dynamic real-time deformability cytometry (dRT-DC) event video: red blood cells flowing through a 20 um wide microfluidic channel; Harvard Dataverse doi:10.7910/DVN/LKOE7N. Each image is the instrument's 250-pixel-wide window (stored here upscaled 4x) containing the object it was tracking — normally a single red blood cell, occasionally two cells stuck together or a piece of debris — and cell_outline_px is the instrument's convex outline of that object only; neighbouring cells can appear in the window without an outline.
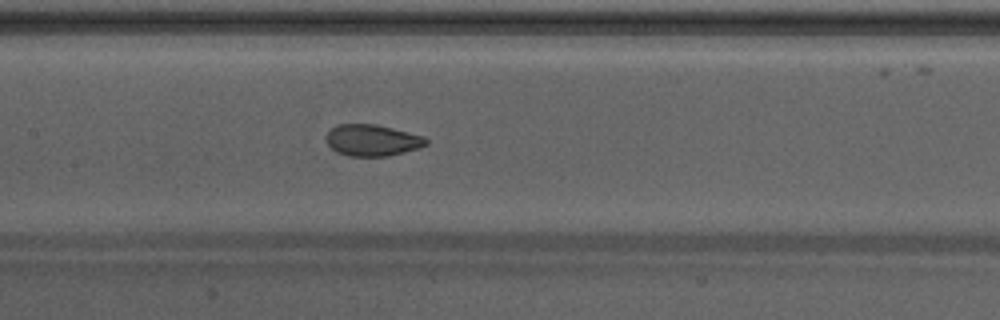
{"species": "Egyptian fruit bat (a non-hibernating species)", "species_latin": "Rousettus aegyptiacus", "temperature_condition": "warm", "stored_images_in_passage": 36, "camera_frame_rate_fps": 3000, "um_per_image_px": 0.085, "animal": {"sex": "male"}, "frame": {"image": 1, "passage_image": 11, "time_ms": 3.333, "image_size_px": [1000, 320], "cell_outline_px": [[428, 144], [420, 148], [388, 156], [348, 156], [336, 152], [328, 144], [328, 132], [336, 124], [376, 124], [424, 136], [428, 140]], "centroid_in_image_um": [31.67, 11.92], "position_along_channel_um": 175.7, "area_um2": 18.26}, "authors_computed_cell_mechanics": {"area_um2": 18.9295, "velocity_mm_per_s": 4.2753, "shape_relaxation_time_tau1_ms": 4.914, "shape_relaxation_time_tau2_ms": 0.8639, "deformation_change_tau1": 0.1546, "deformation_change_tau2": 0.0623}}